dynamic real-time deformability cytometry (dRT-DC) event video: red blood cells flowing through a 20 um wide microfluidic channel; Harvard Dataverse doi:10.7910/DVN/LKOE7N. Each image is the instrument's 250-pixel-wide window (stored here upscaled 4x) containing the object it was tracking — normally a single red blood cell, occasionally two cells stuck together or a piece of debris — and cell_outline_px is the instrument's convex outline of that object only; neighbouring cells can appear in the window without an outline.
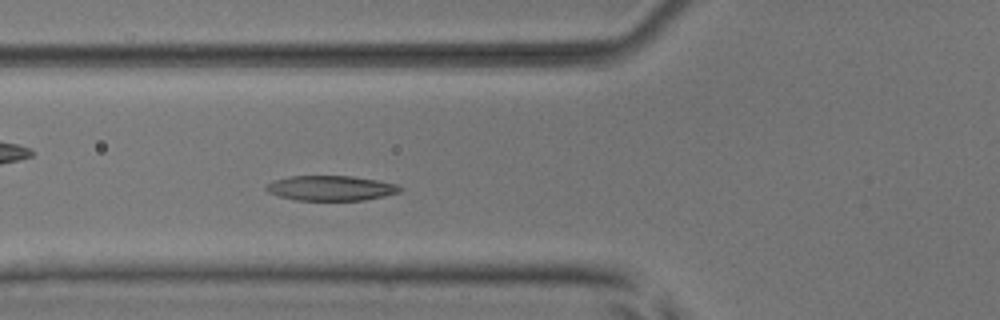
{"species": "common noctule bat (a hibernating species)", "species_latin": "Nyctalus noctula", "temperature_condition": "room temperature", "stored_images_in_passage": 47, "camera_frame_rate_fps": 3000, "um_per_image_px": 0.085, "animal": {"sex": "male", "body_mass_g": 17.9, "forearm_length_mm": 54.2}, "frame": {"image": 1, "passage_image": 14, "time_ms": 4.333, "image_size_px": [1000, 320], "cell_outline_px": [[404, 188], [400, 192], [384, 196], [364, 200], [296, 200], [280, 196], [268, 192], [264, 188], [272, 180], [292, 176], [352, 176], [376, 180], [396, 184]], "centroid_in_image_um": [28.13, 15.99], "position_along_channel_um": 97.7, "area_um2": 19.42}}
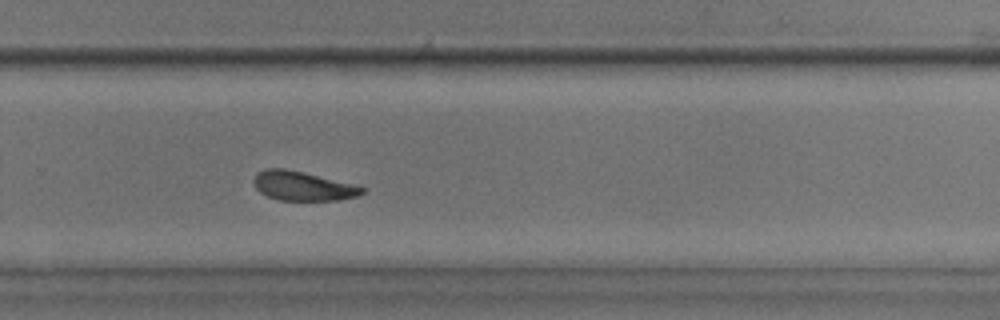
{"frame": {"image": 2, "passage_image": 30, "time_ms": 9.667, "image_size_px": [1000, 320], "cell_outline_px": [[364, 192], [356, 196], [336, 200], [280, 200], [268, 196], [260, 192], [256, 188], [252, 180], [256, 172], [264, 168], [284, 168], [304, 172], [352, 184], [364, 188]], "centroid_in_image_um": [25.66, 15.79], "position_along_channel_um": 304.1, "area_um2": 18.32}}
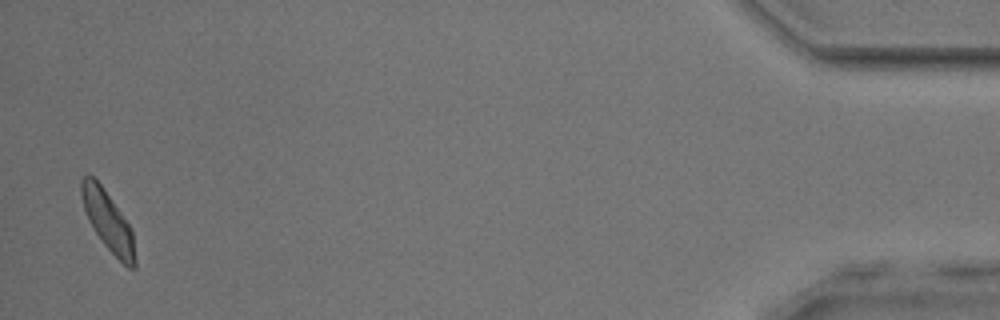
{"frame": {"image": 3, "passage_image": 46, "time_ms": 15.0, "image_size_px": [1000, 320], "cell_outline_px": [[136, 268], [128, 268], [104, 244], [92, 228], [84, 208], [80, 192], [80, 180], [84, 176], [92, 176], [104, 188], [132, 228], [136, 260]], "centroid_in_image_um": [9.19, 18.79], "position_along_channel_um": 426.0, "area_um2": 18.5}, "authors_computed_cell_mechanics": {"area_um2": 19.1318, "velocity_mm_per_s": 3.8813, "shape_relaxation_time_tau1_ms": 2.8422, "shape_relaxation_time_tau2_ms": 3.6922, "deformation_change_tau1": 0.1125, "deformation_change_tau2": 0.1162}}